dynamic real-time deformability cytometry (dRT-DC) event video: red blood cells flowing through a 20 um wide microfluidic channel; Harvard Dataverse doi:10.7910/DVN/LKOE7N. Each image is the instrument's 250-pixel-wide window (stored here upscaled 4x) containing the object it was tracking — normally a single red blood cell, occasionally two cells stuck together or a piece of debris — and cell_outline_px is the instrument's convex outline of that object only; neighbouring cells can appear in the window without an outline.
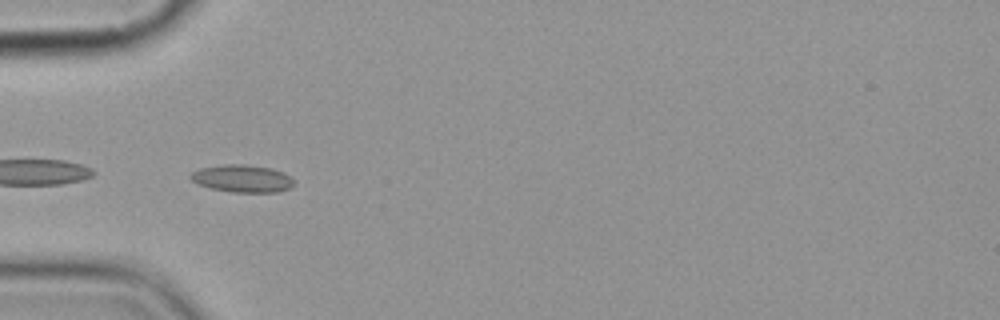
{"species": "common noctule bat (a hibernating species)", "species_latin": "Nyctalus noctula", "temperature_condition": "cold", "stored_images_in_passage": 6, "camera_frame_rate_fps": 3000, "um_per_image_px": 0.085, "animal": {"sex": "female", "body_mass_g": 19.9}, "frame": {"image": 1, "passage_image": 5, "time_ms": 4.667, "image_size_px": [1000, 320], "cell_outline_px": [[292, 184], [288, 188], [276, 192], [232, 192], [212, 188], [200, 184], [192, 180], [188, 176], [192, 172], [200, 168], [224, 164], [244, 164], [272, 168], [284, 172], [292, 180]], "centroid_in_image_um": [20.57, 15.16], "position_along_channel_um": 64.4, "area_um2": 16.3}}
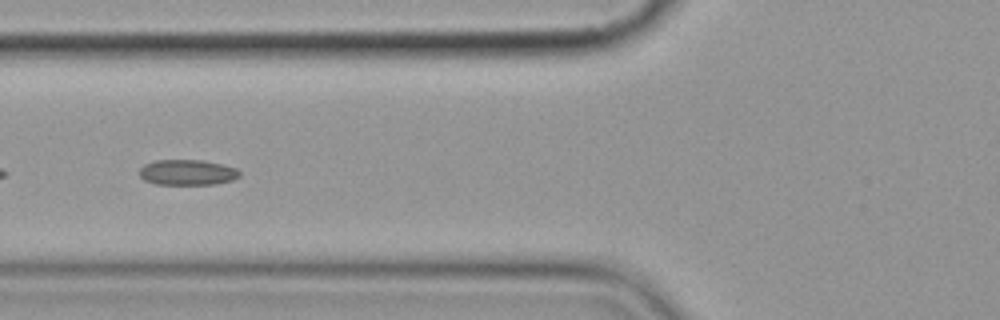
{"frame": {"image": 2, "passage_image": 6, "time_ms": 6.0, "image_size_px": [1000, 320], "cell_outline_px": [[240, 176], [232, 180], [216, 184], [156, 184], [144, 180], [140, 176], [140, 168], [144, 164], [156, 160], [204, 160], [236, 168], [240, 172]], "centroid_in_image_um": [15.92, 14.65], "position_along_channel_um": 109.9, "area_um2": 14.85}}